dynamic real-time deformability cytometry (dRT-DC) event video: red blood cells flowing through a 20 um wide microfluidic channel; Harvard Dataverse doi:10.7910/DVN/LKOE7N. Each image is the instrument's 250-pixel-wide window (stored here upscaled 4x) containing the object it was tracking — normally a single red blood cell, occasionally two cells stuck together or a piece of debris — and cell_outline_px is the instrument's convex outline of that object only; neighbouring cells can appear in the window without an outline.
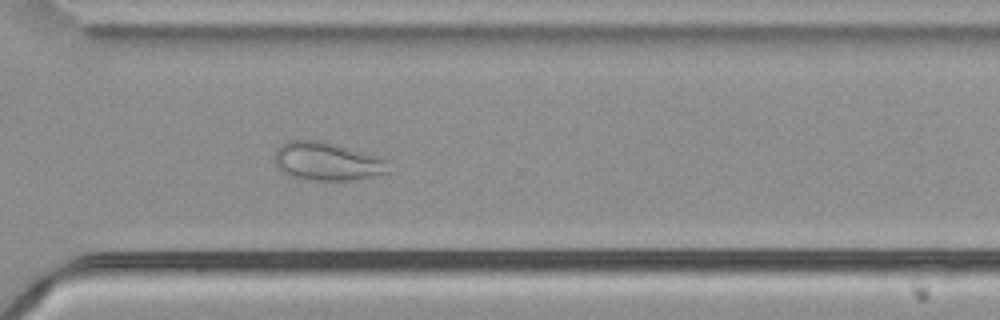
{"species": "common noctule bat (a hibernating species)", "species_latin": "Nyctalus noctula", "temperature_condition": "cold", "stored_images_in_passage": 53, "camera_frame_rate_fps": 3000, "um_per_image_px": 0.085, "animal": {"sex": "male", "body_mass_g": 21.5, "forearm_length_mm": 52.0}, "frame": {"image": 1, "passage_image": 38, "time_ms": 12.333, "image_size_px": [1000, 320], "cell_outline_px": [[392, 172], [352, 180], [312, 180], [288, 176], [276, 168], [276, 148], [280, 144], [288, 140], [324, 140], [384, 156], [392, 160]], "centroid_in_image_um": [27.92, 13.7], "position_along_channel_um": 342.7, "area_um2": 26.53}}
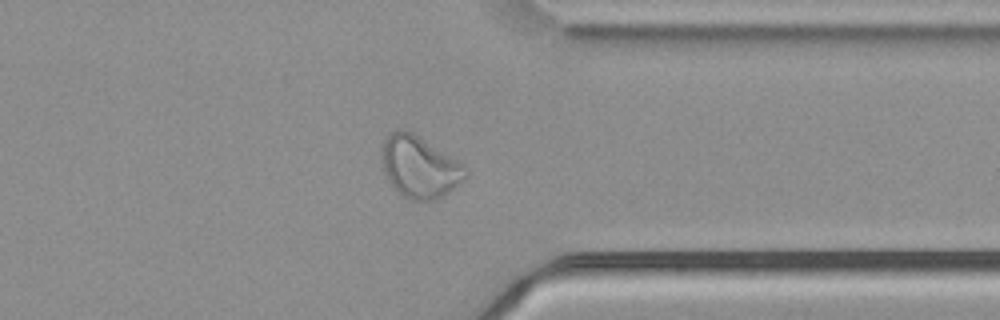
{"frame": {"image": 2, "passage_image": 41, "time_ms": 13.333, "image_size_px": [1000, 320], "cell_outline_px": [[468, 176], [464, 180], [448, 192], [432, 200], [408, 200], [388, 180], [384, 172], [380, 156], [380, 148], [384, 140], [392, 132], [400, 128], [412, 132], [464, 164], [468, 172]], "centroid_in_image_um": [35.64, 14.17], "position_along_channel_um": 375.8, "area_um2": 30.0}}
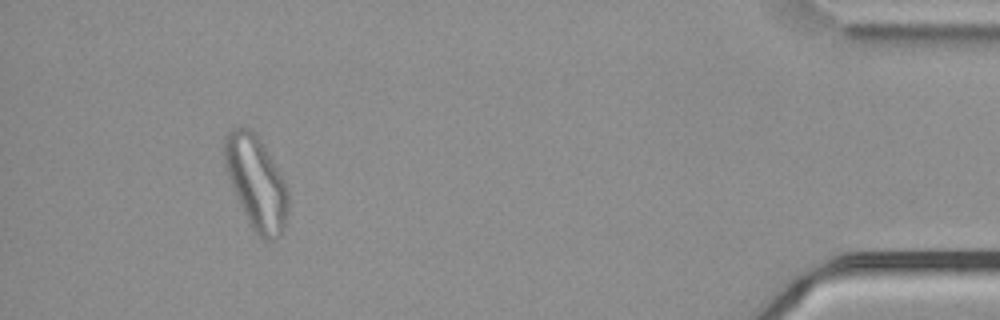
{"frame": {"image": 3, "passage_image": 49, "time_ms": 16.0, "image_size_px": [1000, 320], "cell_outline_px": [[288, 212], [284, 228], [280, 236], [272, 240], [264, 240], [252, 228], [244, 212], [232, 184], [224, 164], [224, 136], [228, 128], [248, 128], [256, 132], [260, 136], [284, 180], [288, 192]], "centroid_in_image_um": [21.79, 15.47], "position_along_channel_um": 413.4, "area_um2": 34.45}}